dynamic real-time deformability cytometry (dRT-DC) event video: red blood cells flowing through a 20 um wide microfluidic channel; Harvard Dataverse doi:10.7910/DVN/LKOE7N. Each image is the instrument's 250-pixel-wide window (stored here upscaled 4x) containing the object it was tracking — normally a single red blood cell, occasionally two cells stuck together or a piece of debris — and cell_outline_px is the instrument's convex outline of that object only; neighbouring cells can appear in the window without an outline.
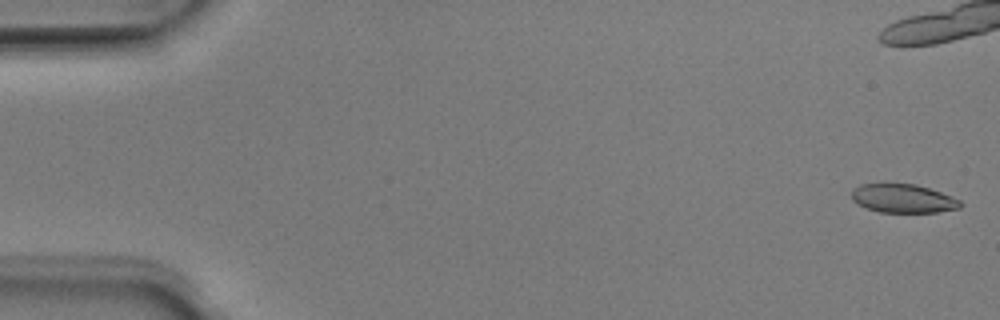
{"species": "Egyptian fruit bat (a non-hibernating species)", "species_latin": "Rousettus aegyptiacus", "temperature_condition": "room temperature", "stored_images_in_passage": 42, "camera_frame_rate_fps": 3000, "um_per_image_px": 0.085, "animal": {"sex": "male"}, "frame": {"image": 1, "passage_image": 1, "time_ms": 0.0, "image_size_px": [1000, 320], "cell_outline_px": [[964, 204], [960, 208], [936, 212], [880, 212], [868, 208], [852, 200], [852, 188], [860, 184], [916, 184], [940, 192], [960, 200]], "centroid_in_image_um": [76.77, 16.87], "position_along_channel_um": 8.2, "area_um2": 17.98}}